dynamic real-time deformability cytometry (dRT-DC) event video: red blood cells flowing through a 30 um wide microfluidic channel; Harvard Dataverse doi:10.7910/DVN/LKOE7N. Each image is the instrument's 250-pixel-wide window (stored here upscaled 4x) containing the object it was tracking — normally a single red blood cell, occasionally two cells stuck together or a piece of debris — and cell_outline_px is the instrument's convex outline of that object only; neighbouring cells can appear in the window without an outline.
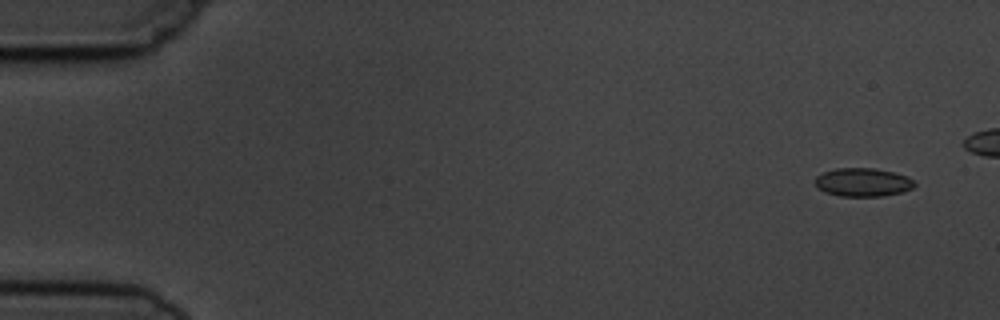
{"species": "common noctule bat (a hibernating species)", "species_latin": "Nyctalus noctula", "temperature_condition": "cold", "stored_images_in_passage": 7, "camera_frame_rate_fps": 3000, "um_per_image_px": 0.085, "animal": {"sex": "male", "body_mass_g": 19.5, "forearm_length_mm": 54.6}, "frame": {"image": 1, "passage_image": 1, "time_ms": 0.0, "image_size_px": [1000, 320], "cell_outline_px": [[916, 184], [912, 188], [904, 192], [884, 196], [840, 196], [824, 192], [816, 184], [816, 176], [824, 172], [836, 168], [876, 168], [908, 176]], "centroid_in_image_um": [73.37, 15.49], "position_along_channel_um": 11.6, "area_um2": 16.47}}
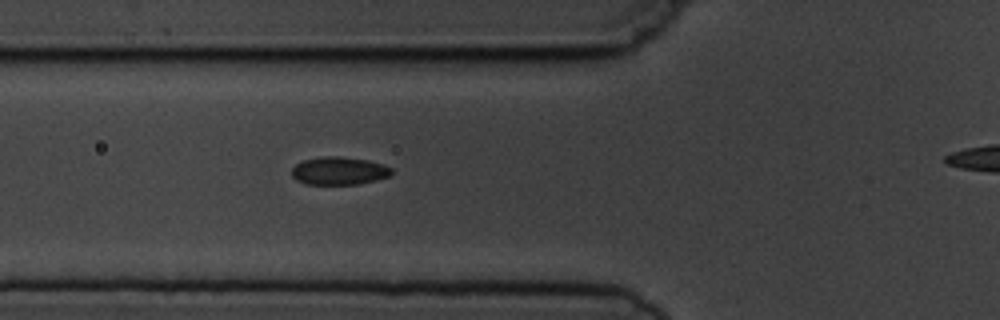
{"frame": {"image": 2, "passage_image": 6, "time_ms": 5.667, "image_size_px": [1000, 320], "cell_outline_px": [[392, 176], [376, 180], [356, 184], [304, 184], [296, 180], [292, 176], [292, 168], [296, 164], [304, 160], [320, 156], [340, 156], [368, 160], [384, 164], [392, 168]], "centroid_in_image_um": [28.83, 14.52], "position_along_channel_um": 97.0, "area_um2": 16.42}}